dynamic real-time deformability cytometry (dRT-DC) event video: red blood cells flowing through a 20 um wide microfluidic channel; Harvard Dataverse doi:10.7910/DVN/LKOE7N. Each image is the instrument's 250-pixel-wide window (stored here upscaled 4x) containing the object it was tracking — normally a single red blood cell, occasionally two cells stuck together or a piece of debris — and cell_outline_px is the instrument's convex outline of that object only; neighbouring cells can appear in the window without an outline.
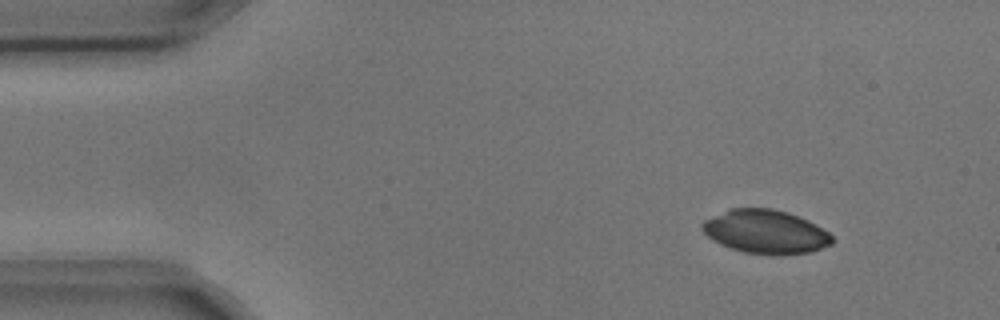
{"species": "common noctule bat (a hibernating species)", "species_latin": "Nyctalus noctula", "temperature_condition": "cold", "stored_images_in_passage": 9, "camera_frame_rate_fps": 3000, "um_per_image_px": 0.085, "animal": {"sex": "male", "body_mass_g": 17.9, "forearm_length_mm": 54.2}, "frame": {"image": 1, "passage_image": 2, "time_ms": 0.333, "image_size_px": [1000, 320], "cell_outline_px": [[832, 244], [808, 252], [744, 252], [720, 244], [712, 240], [700, 228], [700, 224], [704, 220], [732, 208], [772, 208], [788, 212], [808, 220], [816, 224], [828, 232], [832, 236]], "centroid_in_image_um": [65.04, 19.65], "position_along_channel_um": 20.0, "area_um2": 32.14}}
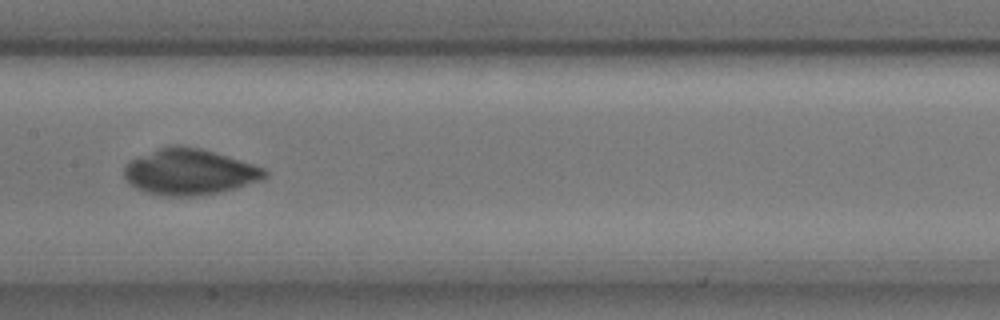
{"frame": {"image": 2, "passage_image": 8, "time_ms": 2.333, "image_size_px": [1000, 320], "cell_outline_px": [[268, 176], [260, 180], [236, 188], [204, 196], [164, 196], [148, 192], [136, 188], [128, 184], [124, 176], [124, 168], [132, 160], [168, 144], [176, 144], [200, 148], [216, 152], [264, 168], [268, 172]], "centroid_in_image_um": [16.12, 14.62], "position_along_channel_um": 191.3, "area_um2": 37.69}}
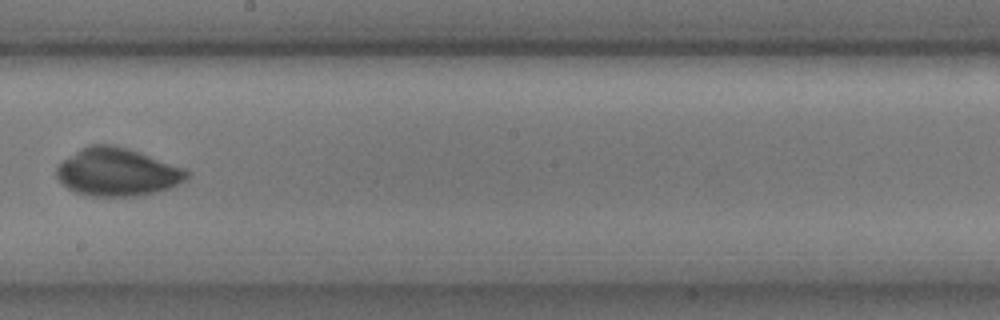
{"frame": {"image": 3, "passage_image": 9, "time_ms": 2.667, "image_size_px": [1000, 320], "cell_outline_px": [[192, 172], [184, 180], [168, 188], [156, 192], [136, 196], [92, 196], [76, 192], [68, 188], [56, 176], [56, 168], [64, 160], [80, 148], [88, 144], [112, 144], [128, 148], [184, 168]], "centroid_in_image_um": [9.96, 14.61], "position_along_channel_um": 238.2, "area_um2": 36.13}}